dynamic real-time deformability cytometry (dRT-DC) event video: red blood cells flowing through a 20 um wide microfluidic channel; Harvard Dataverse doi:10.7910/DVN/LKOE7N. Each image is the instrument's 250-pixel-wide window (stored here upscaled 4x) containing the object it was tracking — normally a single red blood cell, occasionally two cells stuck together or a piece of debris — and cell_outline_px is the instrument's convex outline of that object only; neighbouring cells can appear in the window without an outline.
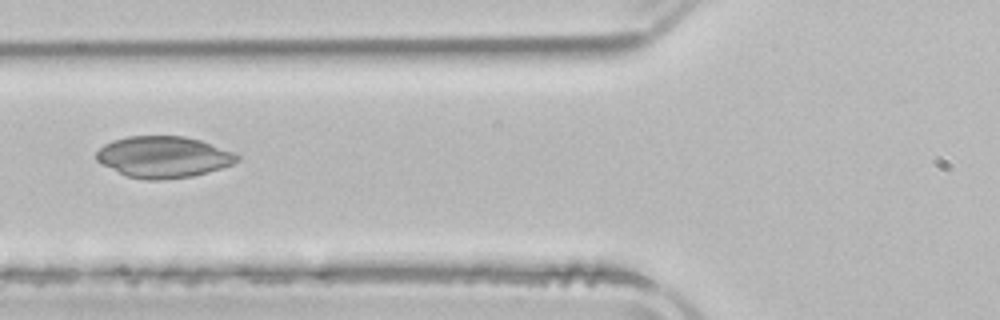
{"species": "common noctule bat (a hibernating species)", "species_latin": "Nyctalus noctula", "temperature_condition": "room temperature", "stored_images_in_passage": 6, "camera_frame_rate_fps": 3000, "um_per_image_px": 0.085, "animal": {"sex": "male", "body_mass_g": 21.5, "forearm_length_mm": 52.0}, "frame": {"image": 1, "passage_image": 6, "time_ms": 6.333, "image_size_px": [1000, 320], "cell_outline_px": [[240, 160], [232, 164], [208, 172], [192, 176], [164, 180], [148, 180], [124, 176], [100, 164], [96, 160], [96, 152], [104, 144], [112, 140], [128, 136], [184, 136], [200, 140], [236, 152], [240, 156]], "centroid_in_image_um": [13.88, 13.35], "position_along_channel_um": 111.9, "area_um2": 34.33}}